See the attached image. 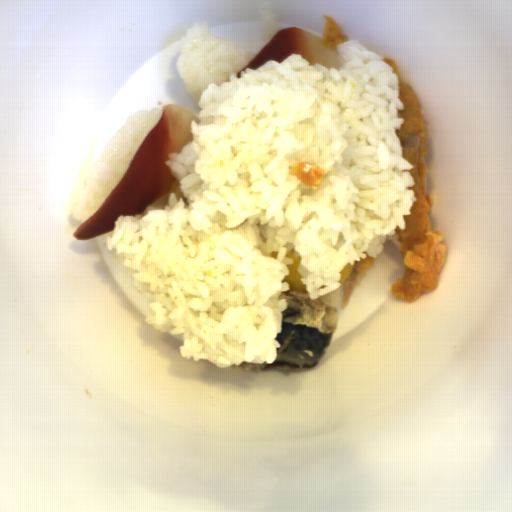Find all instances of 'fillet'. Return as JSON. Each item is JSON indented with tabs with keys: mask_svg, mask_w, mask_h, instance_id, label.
I'll list each match as a JSON object with an SVG mask.
<instances>
[{
	"mask_svg": "<svg viewBox=\"0 0 512 512\" xmlns=\"http://www.w3.org/2000/svg\"><path fill=\"white\" fill-rule=\"evenodd\" d=\"M199 116L184 107H162L158 122L135 153L127 171L94 215L80 223L73 236L87 240L113 232L120 216H135L153 202L170 194L178 182L166 165L171 154H180L193 141L190 123Z\"/></svg>",
	"mask_w": 512,
	"mask_h": 512,
	"instance_id": "obj_1",
	"label": "fillet"
},
{
	"mask_svg": "<svg viewBox=\"0 0 512 512\" xmlns=\"http://www.w3.org/2000/svg\"><path fill=\"white\" fill-rule=\"evenodd\" d=\"M319 37L303 28L284 27L236 75L240 78L247 68L255 70L270 60L281 63L292 54H299L310 65L317 63L326 70L340 68L337 63V48L322 45Z\"/></svg>",
	"mask_w": 512,
	"mask_h": 512,
	"instance_id": "obj_2",
	"label": "fillet"
}]
</instances>
